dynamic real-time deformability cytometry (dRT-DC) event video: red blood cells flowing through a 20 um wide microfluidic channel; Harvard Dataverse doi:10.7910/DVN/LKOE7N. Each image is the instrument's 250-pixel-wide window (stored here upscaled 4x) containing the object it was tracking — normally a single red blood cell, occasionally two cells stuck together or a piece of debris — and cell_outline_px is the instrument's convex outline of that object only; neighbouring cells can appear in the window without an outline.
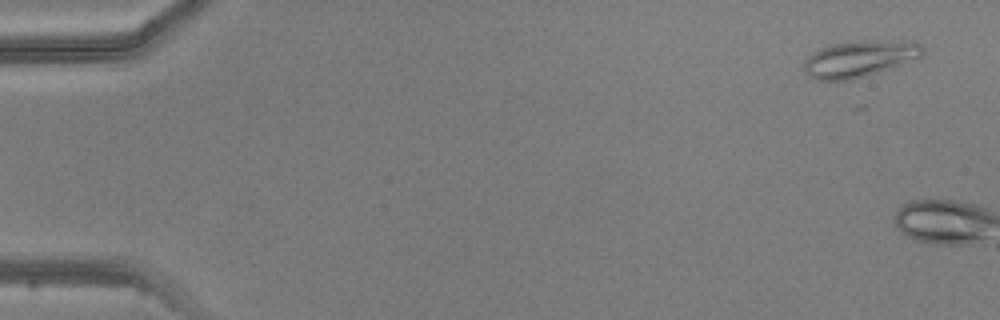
{"species": "common noctule bat (a hibernating species)", "species_latin": "Nyctalus noctula", "temperature_condition": "warm", "stored_images_in_passage": 5, "camera_frame_rate_fps": 3000, "um_per_image_px": 0.085, "animal": {"sex": "male", "body_mass_g": 20.5, "forearm_length_mm": 52.5}, "frame": {"image": 1, "passage_image": 1, "time_ms": 0.0, "image_size_px": [1000, 320], "cell_outline_px": [[924, 52], [920, 60], [852, 80], [816, 80], [804, 68], [804, 60], [812, 52], [820, 48], [832, 44], [900, 40], [912, 40], [920, 44], [924, 48]], "centroid_in_image_um": [73.16, 5.01], "position_along_channel_um": 11.8, "area_um2": 25.26}}